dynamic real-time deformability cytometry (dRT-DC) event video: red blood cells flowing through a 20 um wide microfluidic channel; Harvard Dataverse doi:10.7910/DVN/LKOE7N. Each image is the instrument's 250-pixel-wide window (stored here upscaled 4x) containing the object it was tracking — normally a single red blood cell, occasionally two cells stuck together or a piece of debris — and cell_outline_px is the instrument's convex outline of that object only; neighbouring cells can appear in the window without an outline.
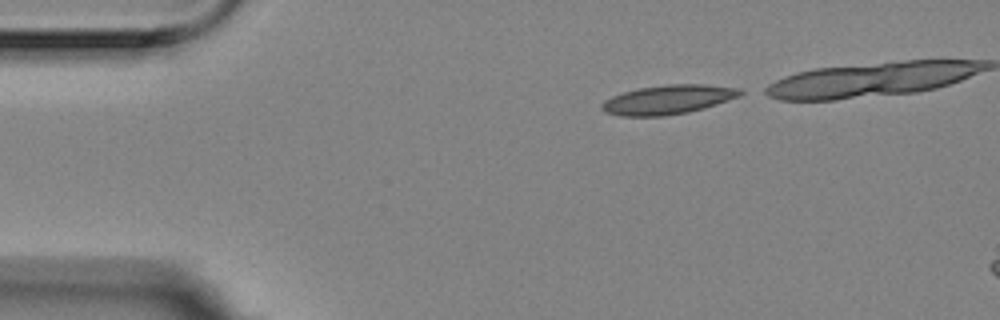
{"species": "Egyptian fruit bat (a non-hibernating species)", "species_latin": "Rousettus aegyptiacus", "temperature_condition": "room temperature", "stored_images_in_passage": 7, "camera_frame_rate_fps": 3000, "um_per_image_px": 0.085, "animal": {"sex": "female"}, "frame": {"image": 1, "passage_image": 1, "time_ms": 0.0, "image_size_px": [1000, 320], "cell_outline_px": [[748, 92], [740, 96], [704, 108], [688, 112], [664, 116], [620, 116], [604, 112], [600, 108], [600, 104], [604, 100], [612, 96], [624, 92], [640, 88], [668, 84], [704, 84], [740, 88]], "centroid_in_image_um": [56.8, 8.46], "position_along_channel_um": 28.2, "area_um2": 23.7}}